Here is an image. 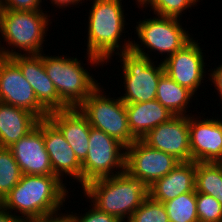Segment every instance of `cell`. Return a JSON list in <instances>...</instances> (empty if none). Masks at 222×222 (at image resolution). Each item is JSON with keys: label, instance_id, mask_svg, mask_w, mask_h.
<instances>
[{"label": "cell", "instance_id": "1", "mask_svg": "<svg viewBox=\"0 0 222 222\" xmlns=\"http://www.w3.org/2000/svg\"><path fill=\"white\" fill-rule=\"evenodd\" d=\"M67 192L58 176L23 174L0 205L10 213L20 212L23 219L44 217L58 213Z\"/></svg>", "mask_w": 222, "mask_h": 222}, {"label": "cell", "instance_id": "2", "mask_svg": "<svg viewBox=\"0 0 222 222\" xmlns=\"http://www.w3.org/2000/svg\"><path fill=\"white\" fill-rule=\"evenodd\" d=\"M99 210L127 222L145 199L150 197V186L125 170L119 175L99 178L82 187Z\"/></svg>", "mask_w": 222, "mask_h": 222}, {"label": "cell", "instance_id": "3", "mask_svg": "<svg viewBox=\"0 0 222 222\" xmlns=\"http://www.w3.org/2000/svg\"><path fill=\"white\" fill-rule=\"evenodd\" d=\"M122 0H93L89 13L87 57L97 66L110 60L115 50H131L132 42L128 39L120 46V37L125 27ZM123 47V48H121ZM122 49V50H121ZM100 63V64H99Z\"/></svg>", "mask_w": 222, "mask_h": 222}, {"label": "cell", "instance_id": "4", "mask_svg": "<svg viewBox=\"0 0 222 222\" xmlns=\"http://www.w3.org/2000/svg\"><path fill=\"white\" fill-rule=\"evenodd\" d=\"M44 69L59 98L69 107L78 108L99 86L77 58L42 55Z\"/></svg>", "mask_w": 222, "mask_h": 222}, {"label": "cell", "instance_id": "5", "mask_svg": "<svg viewBox=\"0 0 222 222\" xmlns=\"http://www.w3.org/2000/svg\"><path fill=\"white\" fill-rule=\"evenodd\" d=\"M104 95L98 86L78 109L91 127L104 131L127 147L137 139L129 129L125 103L120 97L113 99Z\"/></svg>", "mask_w": 222, "mask_h": 222}, {"label": "cell", "instance_id": "6", "mask_svg": "<svg viewBox=\"0 0 222 222\" xmlns=\"http://www.w3.org/2000/svg\"><path fill=\"white\" fill-rule=\"evenodd\" d=\"M42 11L3 9L0 33L7 45L25 51L24 55L41 54L50 17Z\"/></svg>", "mask_w": 222, "mask_h": 222}, {"label": "cell", "instance_id": "7", "mask_svg": "<svg viewBox=\"0 0 222 222\" xmlns=\"http://www.w3.org/2000/svg\"><path fill=\"white\" fill-rule=\"evenodd\" d=\"M123 64L124 87L126 90L121 100L125 104L148 102L156 99L160 77L165 73L163 63L158 66L150 57L134 53L132 50L119 52ZM122 57V59H121Z\"/></svg>", "mask_w": 222, "mask_h": 222}, {"label": "cell", "instance_id": "8", "mask_svg": "<svg viewBox=\"0 0 222 222\" xmlns=\"http://www.w3.org/2000/svg\"><path fill=\"white\" fill-rule=\"evenodd\" d=\"M140 21L136 25V33L140 39L141 45L132 42L131 50L142 56H148L143 47L150 51H158L159 54H167L169 57L180 50L192 38L188 31L179 23L180 19L173 17L158 16ZM179 21V22H178Z\"/></svg>", "mask_w": 222, "mask_h": 222}, {"label": "cell", "instance_id": "9", "mask_svg": "<svg viewBox=\"0 0 222 222\" xmlns=\"http://www.w3.org/2000/svg\"><path fill=\"white\" fill-rule=\"evenodd\" d=\"M125 149L117 139L91 127L87 157L82 162V187L90 181L122 173L125 170Z\"/></svg>", "mask_w": 222, "mask_h": 222}, {"label": "cell", "instance_id": "10", "mask_svg": "<svg viewBox=\"0 0 222 222\" xmlns=\"http://www.w3.org/2000/svg\"><path fill=\"white\" fill-rule=\"evenodd\" d=\"M42 54L24 55L1 47L0 57L10 58L32 86L38 102L50 113L69 107L59 98L55 86L44 69Z\"/></svg>", "mask_w": 222, "mask_h": 222}, {"label": "cell", "instance_id": "11", "mask_svg": "<svg viewBox=\"0 0 222 222\" xmlns=\"http://www.w3.org/2000/svg\"><path fill=\"white\" fill-rule=\"evenodd\" d=\"M180 161L173 155L149 147L142 140H135L125 149V171L151 186L167 175Z\"/></svg>", "mask_w": 222, "mask_h": 222}, {"label": "cell", "instance_id": "12", "mask_svg": "<svg viewBox=\"0 0 222 222\" xmlns=\"http://www.w3.org/2000/svg\"><path fill=\"white\" fill-rule=\"evenodd\" d=\"M0 102L25 109L39 120L47 118L49 114L38 102L20 68L10 58L4 57H0Z\"/></svg>", "mask_w": 222, "mask_h": 222}, {"label": "cell", "instance_id": "13", "mask_svg": "<svg viewBox=\"0 0 222 222\" xmlns=\"http://www.w3.org/2000/svg\"><path fill=\"white\" fill-rule=\"evenodd\" d=\"M149 147L173 155L180 162L191 161L189 114L173 116L142 139Z\"/></svg>", "mask_w": 222, "mask_h": 222}, {"label": "cell", "instance_id": "14", "mask_svg": "<svg viewBox=\"0 0 222 222\" xmlns=\"http://www.w3.org/2000/svg\"><path fill=\"white\" fill-rule=\"evenodd\" d=\"M202 51L199 43L191 39L180 50L162 61L164 72L193 94L204 80L205 63Z\"/></svg>", "mask_w": 222, "mask_h": 222}, {"label": "cell", "instance_id": "15", "mask_svg": "<svg viewBox=\"0 0 222 222\" xmlns=\"http://www.w3.org/2000/svg\"><path fill=\"white\" fill-rule=\"evenodd\" d=\"M9 149L22 174L56 176L45 149L43 119H40L31 132L10 146Z\"/></svg>", "mask_w": 222, "mask_h": 222}, {"label": "cell", "instance_id": "16", "mask_svg": "<svg viewBox=\"0 0 222 222\" xmlns=\"http://www.w3.org/2000/svg\"><path fill=\"white\" fill-rule=\"evenodd\" d=\"M189 138L191 161L222 163V120L189 115Z\"/></svg>", "mask_w": 222, "mask_h": 222}, {"label": "cell", "instance_id": "17", "mask_svg": "<svg viewBox=\"0 0 222 222\" xmlns=\"http://www.w3.org/2000/svg\"><path fill=\"white\" fill-rule=\"evenodd\" d=\"M43 137L53 173L62 180L65 173L82 185V163L60 129L48 117L43 119Z\"/></svg>", "mask_w": 222, "mask_h": 222}, {"label": "cell", "instance_id": "18", "mask_svg": "<svg viewBox=\"0 0 222 222\" xmlns=\"http://www.w3.org/2000/svg\"><path fill=\"white\" fill-rule=\"evenodd\" d=\"M48 118L60 129L65 140L82 163L87 157L91 126L78 108L53 111Z\"/></svg>", "mask_w": 222, "mask_h": 222}, {"label": "cell", "instance_id": "19", "mask_svg": "<svg viewBox=\"0 0 222 222\" xmlns=\"http://www.w3.org/2000/svg\"><path fill=\"white\" fill-rule=\"evenodd\" d=\"M196 162H180L164 177L150 186V197L158 202H167L186 192H193L196 183Z\"/></svg>", "mask_w": 222, "mask_h": 222}, {"label": "cell", "instance_id": "20", "mask_svg": "<svg viewBox=\"0 0 222 222\" xmlns=\"http://www.w3.org/2000/svg\"><path fill=\"white\" fill-rule=\"evenodd\" d=\"M39 119L31 112L0 102V147L9 148L31 132Z\"/></svg>", "mask_w": 222, "mask_h": 222}, {"label": "cell", "instance_id": "21", "mask_svg": "<svg viewBox=\"0 0 222 222\" xmlns=\"http://www.w3.org/2000/svg\"><path fill=\"white\" fill-rule=\"evenodd\" d=\"M125 108L129 129L137 140H142L150 130L174 116L156 99L148 102L125 104Z\"/></svg>", "mask_w": 222, "mask_h": 222}, {"label": "cell", "instance_id": "22", "mask_svg": "<svg viewBox=\"0 0 222 222\" xmlns=\"http://www.w3.org/2000/svg\"><path fill=\"white\" fill-rule=\"evenodd\" d=\"M194 94L164 73L158 82L156 100L174 116H184ZM187 107V109H186Z\"/></svg>", "mask_w": 222, "mask_h": 222}, {"label": "cell", "instance_id": "23", "mask_svg": "<svg viewBox=\"0 0 222 222\" xmlns=\"http://www.w3.org/2000/svg\"><path fill=\"white\" fill-rule=\"evenodd\" d=\"M196 193L214 197L222 205V163L196 162Z\"/></svg>", "mask_w": 222, "mask_h": 222}, {"label": "cell", "instance_id": "24", "mask_svg": "<svg viewBox=\"0 0 222 222\" xmlns=\"http://www.w3.org/2000/svg\"><path fill=\"white\" fill-rule=\"evenodd\" d=\"M197 193L186 192L164 202L170 222H199L197 215Z\"/></svg>", "mask_w": 222, "mask_h": 222}, {"label": "cell", "instance_id": "25", "mask_svg": "<svg viewBox=\"0 0 222 222\" xmlns=\"http://www.w3.org/2000/svg\"><path fill=\"white\" fill-rule=\"evenodd\" d=\"M22 175L10 149L0 147V202L19 182Z\"/></svg>", "mask_w": 222, "mask_h": 222}, {"label": "cell", "instance_id": "26", "mask_svg": "<svg viewBox=\"0 0 222 222\" xmlns=\"http://www.w3.org/2000/svg\"><path fill=\"white\" fill-rule=\"evenodd\" d=\"M128 222H170L166 208L162 202L145 199Z\"/></svg>", "mask_w": 222, "mask_h": 222}, {"label": "cell", "instance_id": "27", "mask_svg": "<svg viewBox=\"0 0 222 222\" xmlns=\"http://www.w3.org/2000/svg\"><path fill=\"white\" fill-rule=\"evenodd\" d=\"M199 0H145L140 6H151L154 14L163 17H173L180 19L181 13L191 8L192 5H197Z\"/></svg>", "mask_w": 222, "mask_h": 222}, {"label": "cell", "instance_id": "28", "mask_svg": "<svg viewBox=\"0 0 222 222\" xmlns=\"http://www.w3.org/2000/svg\"><path fill=\"white\" fill-rule=\"evenodd\" d=\"M196 204L199 222L222 221V205L214 197L197 193Z\"/></svg>", "mask_w": 222, "mask_h": 222}, {"label": "cell", "instance_id": "29", "mask_svg": "<svg viewBox=\"0 0 222 222\" xmlns=\"http://www.w3.org/2000/svg\"><path fill=\"white\" fill-rule=\"evenodd\" d=\"M86 214L79 217L77 213L75 215L69 214L71 222H121L117 217L105 213L92 205V208L85 212Z\"/></svg>", "mask_w": 222, "mask_h": 222}, {"label": "cell", "instance_id": "30", "mask_svg": "<svg viewBox=\"0 0 222 222\" xmlns=\"http://www.w3.org/2000/svg\"><path fill=\"white\" fill-rule=\"evenodd\" d=\"M42 0H1L3 9L15 11H39Z\"/></svg>", "mask_w": 222, "mask_h": 222}, {"label": "cell", "instance_id": "31", "mask_svg": "<svg viewBox=\"0 0 222 222\" xmlns=\"http://www.w3.org/2000/svg\"><path fill=\"white\" fill-rule=\"evenodd\" d=\"M23 222H71V219L68 214L49 215L44 217H35V218H25Z\"/></svg>", "mask_w": 222, "mask_h": 222}, {"label": "cell", "instance_id": "32", "mask_svg": "<svg viewBox=\"0 0 222 222\" xmlns=\"http://www.w3.org/2000/svg\"><path fill=\"white\" fill-rule=\"evenodd\" d=\"M211 72L212 73L209 74L211 78H209L208 80L211 79L212 83L215 86V89L220 94L222 101V64L219 65L215 70L212 69Z\"/></svg>", "mask_w": 222, "mask_h": 222}, {"label": "cell", "instance_id": "33", "mask_svg": "<svg viewBox=\"0 0 222 222\" xmlns=\"http://www.w3.org/2000/svg\"><path fill=\"white\" fill-rule=\"evenodd\" d=\"M23 218L19 215H14L10 214V212L6 209H4L1 205H0V222H23Z\"/></svg>", "mask_w": 222, "mask_h": 222}, {"label": "cell", "instance_id": "34", "mask_svg": "<svg viewBox=\"0 0 222 222\" xmlns=\"http://www.w3.org/2000/svg\"><path fill=\"white\" fill-rule=\"evenodd\" d=\"M82 0H51V3L54 5L59 6V8H62L65 6L67 7L68 5H78V3ZM84 1V0H83Z\"/></svg>", "mask_w": 222, "mask_h": 222}, {"label": "cell", "instance_id": "35", "mask_svg": "<svg viewBox=\"0 0 222 222\" xmlns=\"http://www.w3.org/2000/svg\"><path fill=\"white\" fill-rule=\"evenodd\" d=\"M2 13H3V6L0 0V30H1Z\"/></svg>", "mask_w": 222, "mask_h": 222}]
</instances>
